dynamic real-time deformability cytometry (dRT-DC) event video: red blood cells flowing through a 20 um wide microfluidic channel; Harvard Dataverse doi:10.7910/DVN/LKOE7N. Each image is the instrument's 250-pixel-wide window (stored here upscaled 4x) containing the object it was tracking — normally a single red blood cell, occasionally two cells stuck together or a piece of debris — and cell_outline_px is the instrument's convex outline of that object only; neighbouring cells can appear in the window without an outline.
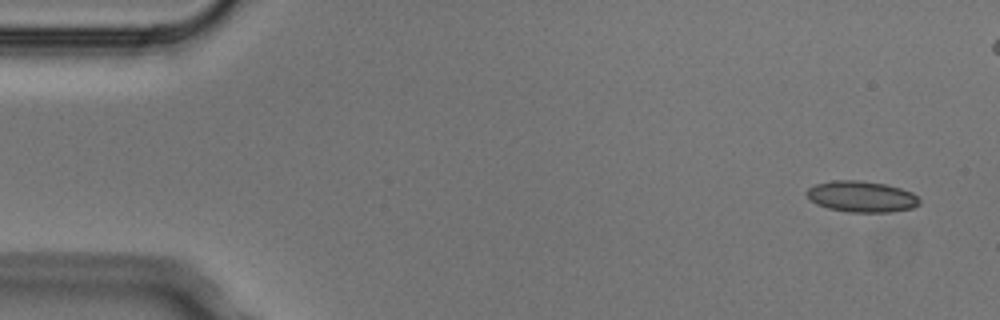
{"species": "Egyptian fruit bat (a non-hibernating species)", "species_latin": "Rousettus aegyptiacus", "temperature_condition": "cold", "stored_images_in_passage": 5, "camera_frame_rate_fps": 3000, "um_per_image_px": 0.085, "animal": {"sex": "male"}, "frame": {"image": 1, "passage_image": 1, "time_ms": 0.0, "image_size_px": [1000, 320], "cell_outline_px": [[920, 204], [912, 208], [892, 212], [848, 212], [828, 208], [816, 204], [804, 192], [808, 188], [816, 184], [832, 180], [860, 180], [884, 184], [900, 188], [912, 192], [920, 200]], "centroid_in_image_um": [73.23, 16.71], "position_along_channel_um": 11.8, "area_um2": 20.46}}